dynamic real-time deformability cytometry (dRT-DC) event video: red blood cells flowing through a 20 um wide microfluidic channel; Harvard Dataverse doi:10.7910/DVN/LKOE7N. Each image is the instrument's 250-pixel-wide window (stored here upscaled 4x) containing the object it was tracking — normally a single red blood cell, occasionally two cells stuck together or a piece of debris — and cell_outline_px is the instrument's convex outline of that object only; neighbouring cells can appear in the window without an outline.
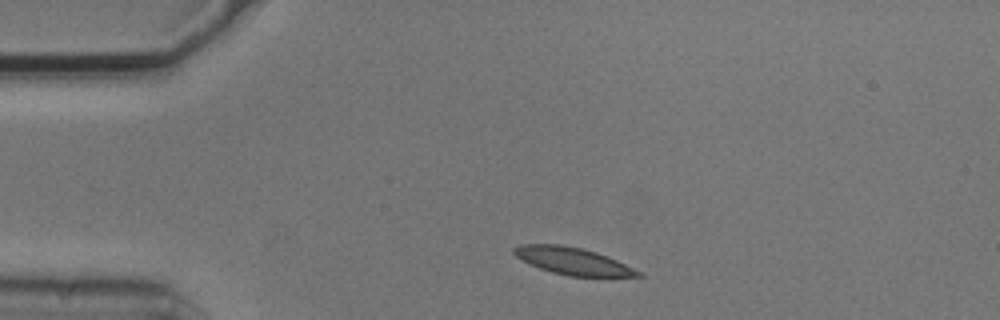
{"species": "common noctule bat (a hibernating species)", "species_latin": "Nyctalus noctula", "temperature_condition": "cold", "stored_images_in_passage": 2, "camera_frame_rate_fps": 3000, "um_per_image_px": 0.085, "animal": {"sex": "male", "body_mass_g": 20.5, "forearm_length_mm": 52.5}, "frame": {"image": 1, "passage_image": 1, "time_ms": 0.0, "image_size_px": [1000, 320], "cell_outline_px": [[644, 276], [572, 276], [552, 272], [540, 268], [516, 256], [512, 252], [512, 248], [520, 244], [560, 244], [580, 248], [596, 252], [616, 260], [644, 272]], "centroid_in_image_um": [48.7, 22.18], "position_along_channel_um": 36.3, "area_um2": 19.36}}